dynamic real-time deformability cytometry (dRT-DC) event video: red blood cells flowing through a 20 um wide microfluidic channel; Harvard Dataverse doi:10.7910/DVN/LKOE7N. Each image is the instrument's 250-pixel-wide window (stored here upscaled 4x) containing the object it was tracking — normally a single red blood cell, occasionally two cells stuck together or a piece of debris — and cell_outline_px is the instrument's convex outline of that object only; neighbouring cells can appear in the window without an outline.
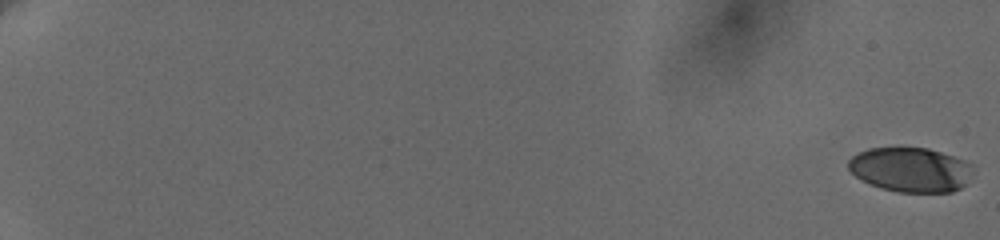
{"species": "human", "species_latin": "Homo sapiens", "temperature_condition": "cold", "stored_images_in_passage": 38, "camera_frame_rate_fps": 3000, "um_per_image_px": 0.085, "donor": {"sex": "female"}, "frame": {"image": 1, "passage_image": 1, "time_ms": 0.0, "image_size_px": [1000, 240], "cell_outline_px": [[972, 164], [964, 184], [960, 188], [952, 192], [896, 192], [880, 188], [868, 184], [860, 180], [848, 168], [848, 160], [852, 156], [868, 148], [928, 148], [964, 160]], "centroid_in_image_um": [77.33, 14.43], "position_along_channel_um": 7.7, "area_um2": 32.08}}
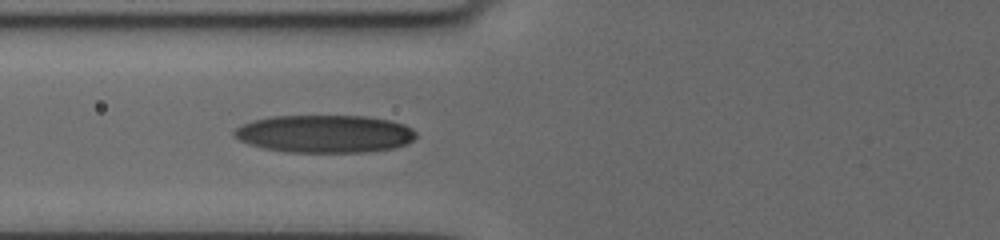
{"frame": {"image": 2, "passage_image": 22, "time_ms": 9.0, "image_size_px": [1000, 240], "cell_outline_px": [[416, 136], [408, 144], [396, 148], [368, 152], [288, 152], [264, 148], [248, 144], [232, 136], [232, 132], [236, 128], [252, 120], [272, 116], [368, 116], [388, 120], [404, 124], [412, 128], [416, 132]], "centroid_in_image_um": [27.61, 11.38], "position_along_channel_um": 98.2, "area_um2": 40.23}}
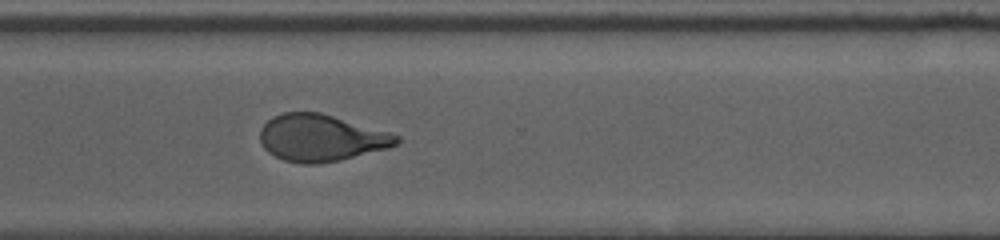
{"frame": {"image": 3, "passage_image": 38, "time_ms": 15.667, "image_size_px": [1000, 240], "cell_outline_px": [[400, 140], [396, 144], [388, 148], [340, 160], [320, 164], [304, 164], [284, 160], [268, 152], [264, 148], [260, 140], [260, 128], [272, 116], [284, 112], [320, 112], [388, 132], [400, 136]], "centroid_in_image_um": [27.26, 11.72], "position_along_channel_um": 343.3, "area_um2": 37.11}}